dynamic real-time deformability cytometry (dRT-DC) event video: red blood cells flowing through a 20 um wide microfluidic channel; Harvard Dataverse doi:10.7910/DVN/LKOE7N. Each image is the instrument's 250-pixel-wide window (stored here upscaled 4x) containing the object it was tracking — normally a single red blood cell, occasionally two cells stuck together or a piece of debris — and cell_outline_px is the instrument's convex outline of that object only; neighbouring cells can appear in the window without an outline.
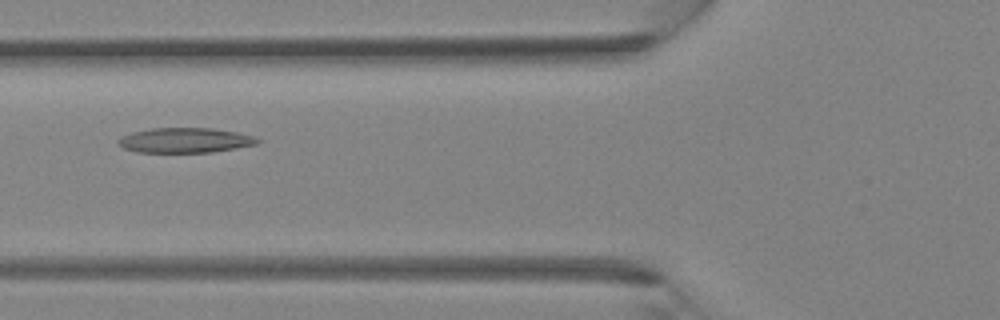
{"species": "Egyptian fruit bat (a non-hibernating species)", "species_latin": "Rousettus aegyptiacus", "temperature_condition": "room temperature", "stored_images_in_passage": 35, "camera_frame_rate_fps": 3000, "um_per_image_px": 0.085, "animal": {"sex": "female"}, "frame": {"image": 1, "passage_image": 11, "time_ms": 3.333, "image_size_px": [1000, 320], "cell_outline_px": [[260, 140], [256, 144], [212, 152], [136, 152], [124, 148], [116, 144], [116, 140], [120, 136], [132, 132], [152, 128], [212, 128], [236, 132], [252, 136]], "centroid_in_image_um": [15.64, 11.92], "position_along_channel_um": 110.2, "area_um2": 20.17}}
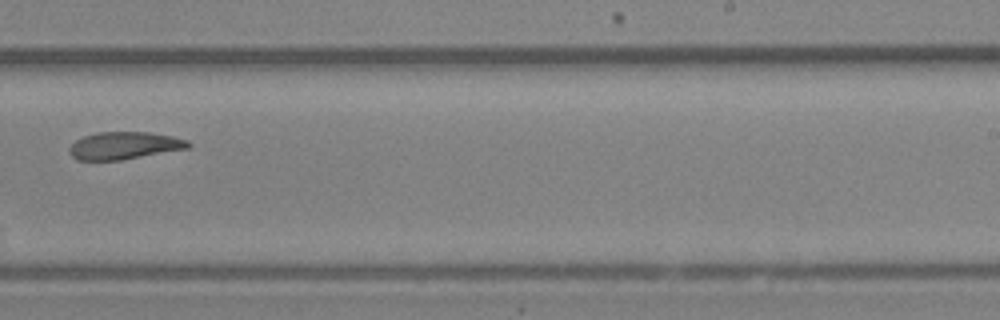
{"frame": {"image": 2, "passage_image": 21, "time_ms": 6.667, "image_size_px": [1000, 320], "cell_outline_px": [[192, 144], [188, 148], [120, 160], [76, 160], [68, 152], [68, 148], [76, 140], [84, 136], [96, 132], [148, 132], [172, 136], [188, 140]], "centroid_in_image_um": [10.54, 12.37], "position_along_channel_um": 278.5, "area_um2": 18.96}}
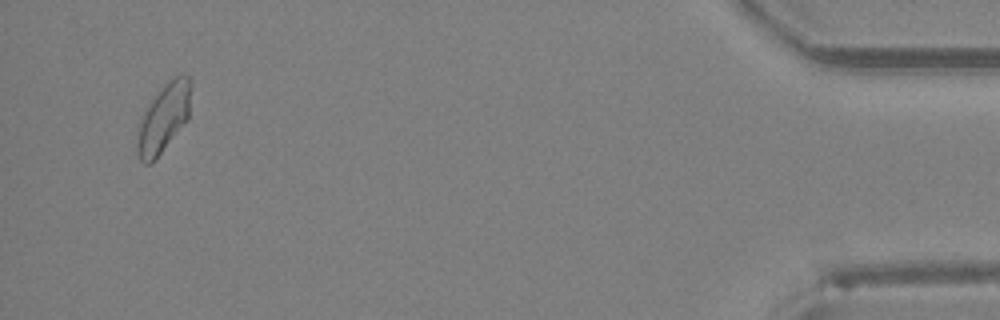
{"frame": {"image": 3, "passage_image": 34, "time_ms": 11.0, "image_size_px": [1000, 320], "cell_outline_px": [[192, 80], [188, 116], [160, 152], [148, 164], [144, 164], [140, 160], [136, 152], [136, 132], [140, 116], [152, 96], [172, 76], [180, 72], [188, 76]], "centroid_in_image_um": [13.86, 9.93], "position_along_channel_um": 421.3, "area_um2": 21.56}}